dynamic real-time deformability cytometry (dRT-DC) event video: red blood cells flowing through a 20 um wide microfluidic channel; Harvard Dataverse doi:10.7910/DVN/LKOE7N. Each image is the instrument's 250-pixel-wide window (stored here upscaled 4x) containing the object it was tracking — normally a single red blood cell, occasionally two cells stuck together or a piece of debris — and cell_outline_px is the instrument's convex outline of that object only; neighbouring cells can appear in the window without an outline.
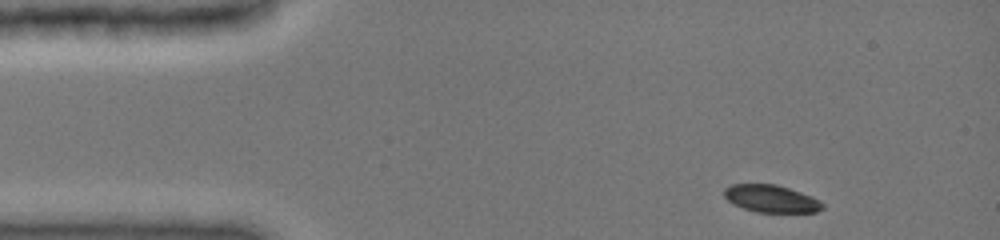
{"species": "common noctule bat (a hibernating species)", "species_latin": "Nyctalus noctula", "temperature_condition": "cold", "stored_images_in_passage": 40, "camera_frame_rate_fps": 3000, "um_per_image_px": 0.085, "animal": {"sex": "female", "body_mass_g": 19.0, "forearm_length_mm": 51.5}, "frame": {"image": 1, "passage_image": 1, "time_ms": 0.0, "image_size_px": [1000, 240], "cell_outline_px": [[824, 208], [816, 212], [756, 212], [732, 204], [724, 196], [724, 188], [732, 184], [776, 184], [812, 196], [820, 200], [824, 204]], "centroid_in_image_um": [65.55, 16.89], "position_along_channel_um": 19.4, "area_um2": 15.72}}
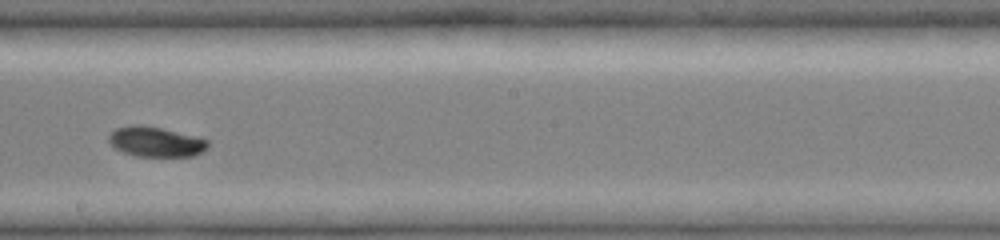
{"frame": {"image": 2, "passage_image": 23, "time_ms": 7.333, "image_size_px": [1000, 240], "cell_outline_px": [[208, 148], [204, 152], [192, 156], [136, 156], [124, 152], [116, 148], [108, 140], [108, 136], [116, 128], [132, 124], [140, 124], [200, 136], [208, 140]], "centroid_in_image_um": [13.29, 12.04], "position_along_channel_um": 234.9, "area_um2": 17.46}}
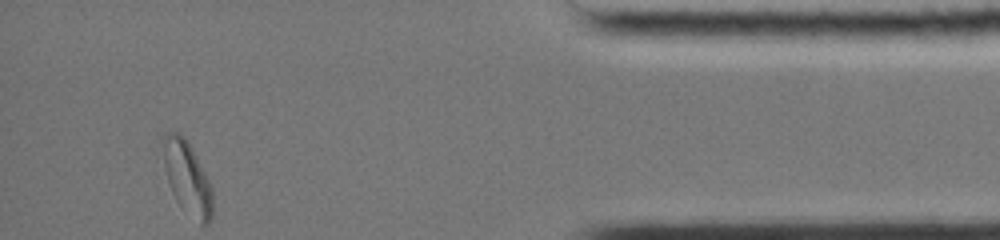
{"frame": {"image": 3, "passage_image": 40, "time_ms": 13.0, "image_size_px": [1000, 240], "cell_outline_px": [[212, 216], [208, 224], [200, 224], [176, 200], [172, 192], [168, 180], [164, 164], [164, 132], [180, 132], [184, 136], [192, 148], [212, 184]], "centroid_in_image_um": [15.95, 15.1], "position_along_channel_um": 419.3, "area_um2": 20.75}, "authors_computed_cell_mechanics": {"area_um2": 17.7735, "velocity_mm_per_s": 3.9533, "shape_relaxation_time_tau1_ms": 1.9027, "shape_relaxation_time_tau2_ms": null, "deformation_change_tau1": 0.1072, "deformation_change_tau2": null}}